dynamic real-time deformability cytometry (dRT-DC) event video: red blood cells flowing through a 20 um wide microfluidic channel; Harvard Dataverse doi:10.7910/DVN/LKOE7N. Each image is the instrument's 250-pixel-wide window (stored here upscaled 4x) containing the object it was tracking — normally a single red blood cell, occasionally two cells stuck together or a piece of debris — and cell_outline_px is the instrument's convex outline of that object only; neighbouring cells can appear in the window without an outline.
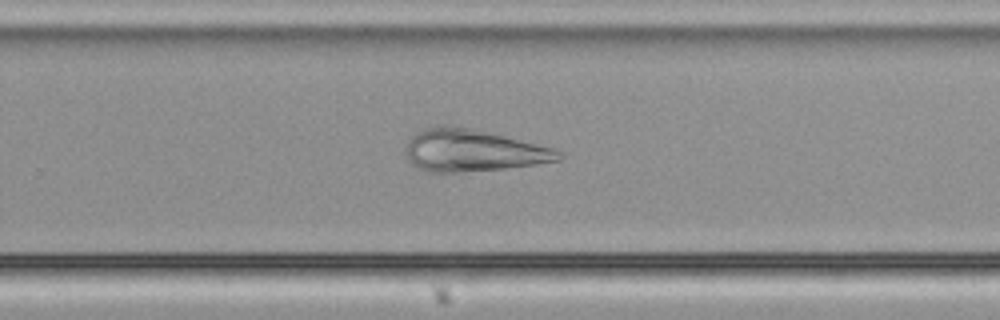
{"species": "common noctule bat (a hibernating species)", "species_latin": "Nyctalus noctula", "temperature_condition": "cold", "stored_images_in_passage": 51, "camera_frame_rate_fps": 3000, "um_per_image_px": 0.085, "animal": {"sex": "male", "body_mass_g": 21.5, "forearm_length_mm": 52.0}, "frame": {"image": 1, "passage_image": 35, "time_ms": 11.333, "image_size_px": [1000, 320], "cell_outline_px": [[564, 156], [560, 160], [536, 164], [504, 168], [456, 172], [428, 172], [416, 168], [408, 160], [404, 152], [408, 140], [420, 128], [436, 124], [444, 124], [468, 128], [504, 136], [556, 148], [564, 152]], "centroid_in_image_um": [40.15, 12.78], "position_along_channel_um": 289.7, "area_um2": 37.74}}
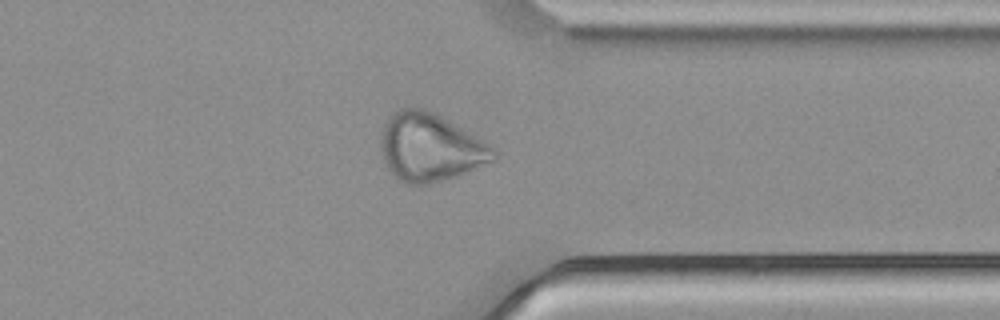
{"frame": {"image": 2, "passage_image": 42, "time_ms": 13.667, "image_size_px": [1000, 320], "cell_outline_px": [[496, 160], [456, 176], [420, 188], [404, 184], [388, 168], [384, 160], [380, 144], [380, 140], [384, 124], [388, 116], [400, 108], [424, 108], [440, 116], [480, 140], [492, 148], [496, 152]], "centroid_in_image_um": [36.51, 12.57], "position_along_channel_um": 374.9, "area_um2": 44.39}}
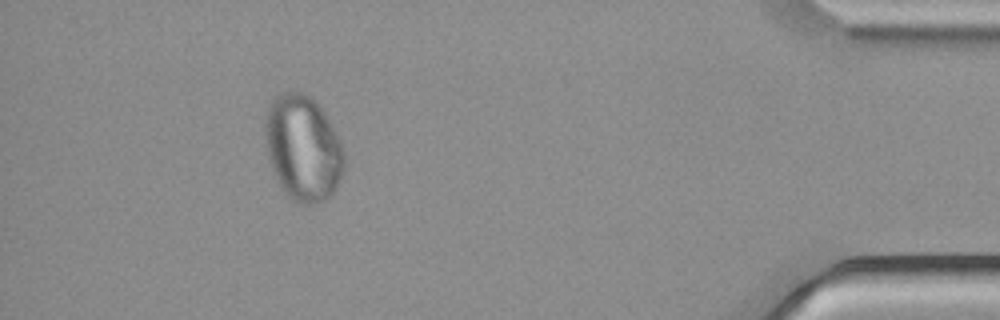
{"frame": {"image": 3, "passage_image": 49, "time_ms": 16.0, "image_size_px": [1000, 320], "cell_outline_px": [[344, 168], [336, 188], [324, 200], [316, 204], [300, 204], [292, 200], [280, 188], [276, 180], [272, 168], [264, 136], [264, 120], [268, 108], [272, 100], [276, 96], [284, 92], [304, 92], [316, 100], [332, 124], [340, 140], [344, 152]], "centroid_in_image_um": [25.75, 12.58], "position_along_channel_um": 409.5, "area_um2": 49.01}}